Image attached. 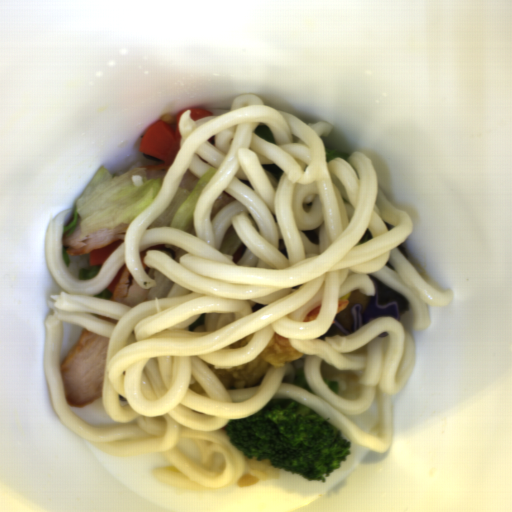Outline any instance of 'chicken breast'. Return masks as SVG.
<instances>
[{
  "label": "chicken breast",
  "instance_id": "1",
  "mask_svg": "<svg viewBox=\"0 0 512 512\" xmlns=\"http://www.w3.org/2000/svg\"><path fill=\"white\" fill-rule=\"evenodd\" d=\"M110 339L85 328L60 365L69 407L89 405L102 395L105 356Z\"/></svg>",
  "mask_w": 512,
  "mask_h": 512
},
{
  "label": "chicken breast",
  "instance_id": "2",
  "mask_svg": "<svg viewBox=\"0 0 512 512\" xmlns=\"http://www.w3.org/2000/svg\"><path fill=\"white\" fill-rule=\"evenodd\" d=\"M148 250H154L153 245L139 252L140 265L156 285L152 289L141 288L137 284L132 272L126 267L115 290L111 294L110 301L126 306L131 310L132 307L138 306L143 302L155 301V298L161 299L168 295L174 285V280L163 274L156 267H148L145 264L144 256Z\"/></svg>",
  "mask_w": 512,
  "mask_h": 512
},
{
  "label": "chicken breast",
  "instance_id": "3",
  "mask_svg": "<svg viewBox=\"0 0 512 512\" xmlns=\"http://www.w3.org/2000/svg\"><path fill=\"white\" fill-rule=\"evenodd\" d=\"M128 227L121 224L98 227L90 231H83L80 228L66 237H61V247L65 248L69 256H84L125 238Z\"/></svg>",
  "mask_w": 512,
  "mask_h": 512
},
{
  "label": "chicken breast",
  "instance_id": "4",
  "mask_svg": "<svg viewBox=\"0 0 512 512\" xmlns=\"http://www.w3.org/2000/svg\"><path fill=\"white\" fill-rule=\"evenodd\" d=\"M140 166L145 169L148 178L151 180H163L172 165L163 163Z\"/></svg>",
  "mask_w": 512,
  "mask_h": 512
}]
</instances>
